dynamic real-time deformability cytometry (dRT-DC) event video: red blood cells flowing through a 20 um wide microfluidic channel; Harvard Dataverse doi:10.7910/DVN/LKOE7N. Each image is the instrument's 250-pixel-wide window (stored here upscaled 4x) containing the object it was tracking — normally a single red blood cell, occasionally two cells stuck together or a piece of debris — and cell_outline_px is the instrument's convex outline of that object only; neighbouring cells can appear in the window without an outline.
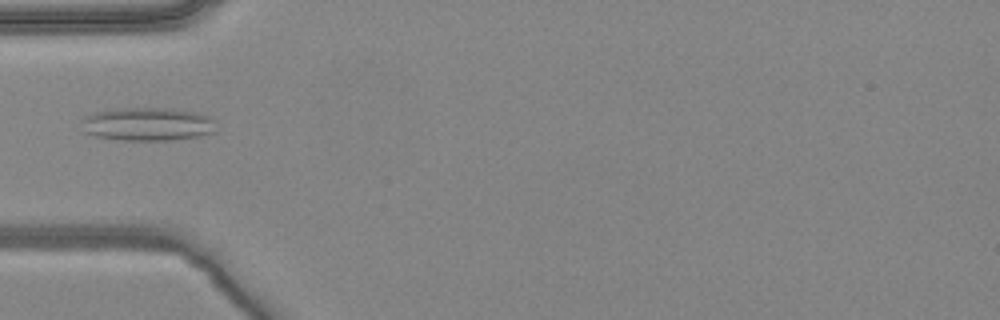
{"species": "common noctule bat (a hibernating species)", "species_latin": "Nyctalus noctula", "temperature_condition": "warm", "stored_images_in_passage": 4, "camera_frame_rate_fps": 3000, "um_per_image_px": 0.085, "animal": {"sex": "female", "body_mass_g": 24.6, "forearm_length_mm": 56.2}, "frame": {"image": 1, "passage_image": 3, "time_ms": 0.667, "image_size_px": [1000, 320], "cell_outline_px": [[212, 132], [200, 136], [172, 140], [124, 140], [96, 136], [84, 132], [80, 120], [84, 116], [92, 112], [116, 108], [168, 108], [200, 112], [212, 116]], "centroid_in_image_um": [12.49, 10.53], "position_along_channel_um": 72.5, "area_um2": 26.3}}